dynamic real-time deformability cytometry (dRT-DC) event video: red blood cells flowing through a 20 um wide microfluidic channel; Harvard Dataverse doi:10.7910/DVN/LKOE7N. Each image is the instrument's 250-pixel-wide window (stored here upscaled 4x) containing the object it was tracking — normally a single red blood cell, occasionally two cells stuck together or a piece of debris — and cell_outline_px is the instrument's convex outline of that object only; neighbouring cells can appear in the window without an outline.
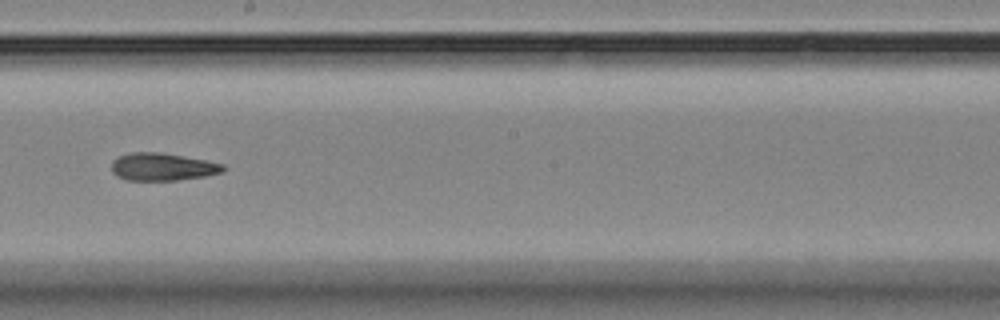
{"species": "Egyptian fruit bat (a non-hibernating species)", "species_latin": "Rousettus aegyptiacus", "temperature_condition": "room temperature", "stored_images_in_passage": 15, "camera_frame_rate_fps": 3000, "um_per_image_px": 0.085, "animal": {"sex": "female"}, "frame": {"image": 1, "passage_image": 9, "time_ms": 9.0, "image_size_px": [1000, 320], "cell_outline_px": [[224, 172], [204, 176], [176, 180], [128, 180], [116, 176], [112, 172], [112, 160], [120, 156], [132, 152], [160, 152], [204, 160], [224, 164]], "centroid_in_image_um": [13.79, 14.18], "position_along_channel_um": 234.4, "area_um2": 17.8}}
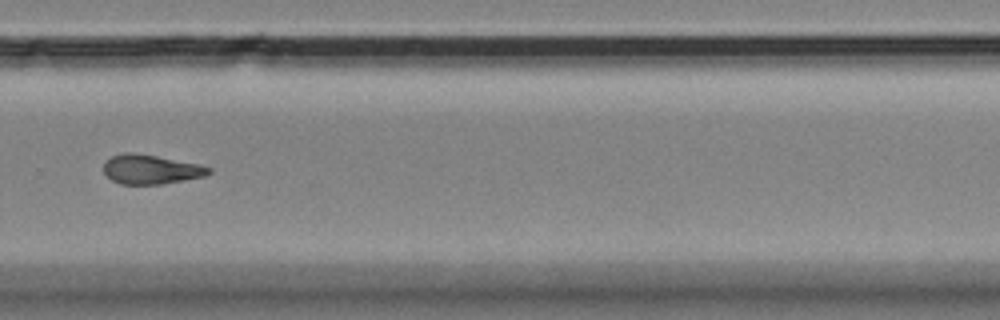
{"frame": {"image": 2, "passage_image": 11, "time_ms": 11.333, "image_size_px": [1000, 320], "cell_outline_px": [[212, 172], [204, 176], [164, 184], [120, 184], [112, 180], [104, 172], [104, 164], [112, 156], [124, 152], [132, 152], [156, 156], [200, 164], [212, 168]], "centroid_in_image_um": [12.85, 14.4], "position_along_channel_um": 317.0, "area_um2": 17.92}, "authors_computed_cell_mechanics": {"area_um2": 18.5538, "velocity_mm_per_s": 3.5625, "shape_relaxation_time_tau1_ms": null, "shape_relaxation_time_tau2_ms": 3.8044, "deformation_change_tau1": null, "deformation_change_tau2": 0.1267}}